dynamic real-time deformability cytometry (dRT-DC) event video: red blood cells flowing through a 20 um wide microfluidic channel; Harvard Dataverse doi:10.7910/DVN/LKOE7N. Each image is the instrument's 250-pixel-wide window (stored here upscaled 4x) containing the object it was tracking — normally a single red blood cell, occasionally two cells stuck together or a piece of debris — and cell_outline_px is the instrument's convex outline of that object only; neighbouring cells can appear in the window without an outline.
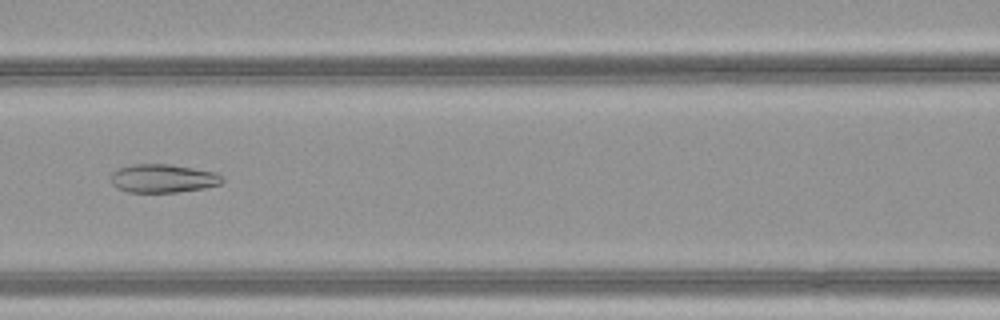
{"species": "common noctule bat (a hibernating species)", "species_latin": "Nyctalus noctula", "temperature_condition": "warm", "stored_images_in_passage": 51, "camera_frame_rate_fps": 3000, "um_per_image_px": 0.085, "animal": {"sex": "female", "body_mass_g": 21.9}, "frame": {"image": 1, "passage_image": 25, "time_ms": 8.0, "image_size_px": [1000, 320], "cell_outline_px": [[224, 180], [220, 184], [204, 188], [176, 192], [128, 192], [116, 188], [112, 184], [112, 172], [120, 168], [132, 164], [168, 164], [216, 172]], "centroid_in_image_um": [13.84, 15.17], "position_along_channel_um": 152.8, "area_um2": 18.32}}
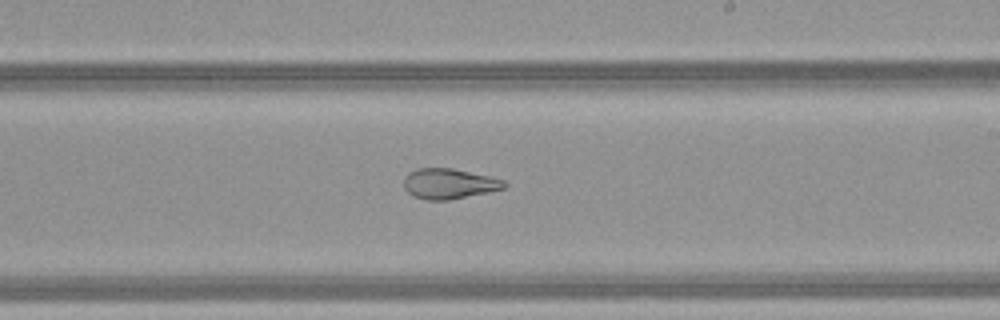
{"frame": {"image": 2, "passage_image": 32, "time_ms": 10.333, "image_size_px": [1000, 320], "cell_outline_px": [[508, 184], [504, 188], [488, 192], [448, 200], [424, 200], [412, 196], [404, 188], [404, 176], [408, 172], [416, 168], [452, 168], [488, 176], [504, 180]], "centroid_in_image_um": [38.12, 15.61], "position_along_channel_um": 250.9, "area_um2": 17.8}}
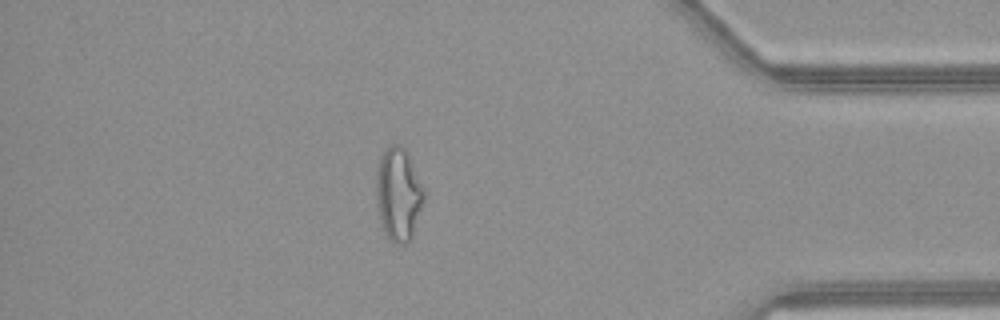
{"frame": {"image": 3, "passage_image": 45, "time_ms": 14.667, "image_size_px": [1000, 320], "cell_outline_px": [[424, 200], [412, 240], [404, 244], [396, 244], [384, 232], [380, 216], [376, 192], [376, 176], [380, 156], [388, 144], [400, 144], [404, 148], [408, 156], [424, 192]], "centroid_in_image_um": [33.86, 16.52], "position_along_channel_um": 401.3, "area_um2": 25.49}, "authors_computed_cell_mechanics": {"area_um2": 25.3742, "velocity_mm_per_s": 4.218, "shape_relaxation_time_tau1_ms": null, "shape_relaxation_time_tau2_ms": 1.3294, "deformation_change_tau1": null, "deformation_change_tau2": 0.0883}}